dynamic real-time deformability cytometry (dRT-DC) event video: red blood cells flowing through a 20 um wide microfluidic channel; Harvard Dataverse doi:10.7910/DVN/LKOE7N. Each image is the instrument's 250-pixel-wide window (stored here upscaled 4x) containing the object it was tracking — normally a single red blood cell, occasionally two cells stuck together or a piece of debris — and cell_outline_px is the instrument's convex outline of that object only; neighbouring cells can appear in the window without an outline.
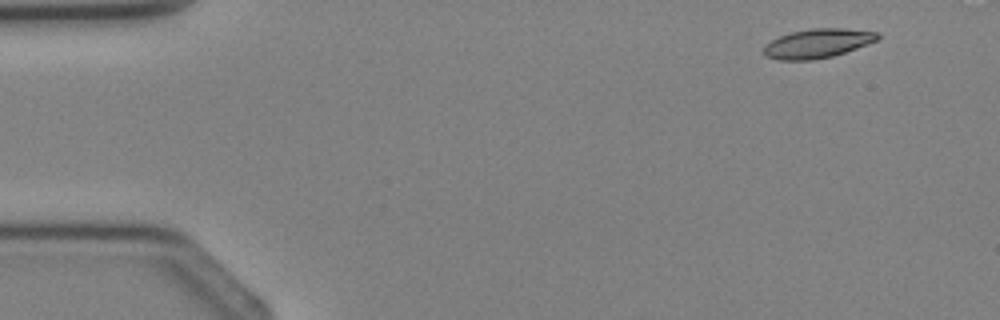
{"species": "Egyptian fruit bat (a non-hibernating species)", "species_latin": "Rousettus aegyptiacus", "temperature_condition": "cold", "stored_images_in_passage": 3, "camera_frame_rate_fps": 3000, "um_per_image_px": 0.085, "animal": {"sex": "female"}, "frame": {"image": 1, "passage_image": 1, "time_ms": 0.0, "image_size_px": [1000, 320], "cell_outline_px": [[880, 36], [876, 40], [868, 44], [832, 56], [812, 60], [780, 60], [768, 56], [764, 52], [764, 44], [780, 36], [792, 32], [812, 28], [840, 28], [880, 32]], "centroid_in_image_um": [69.51, 3.68], "position_along_channel_um": 15.5, "area_um2": 19.13}}
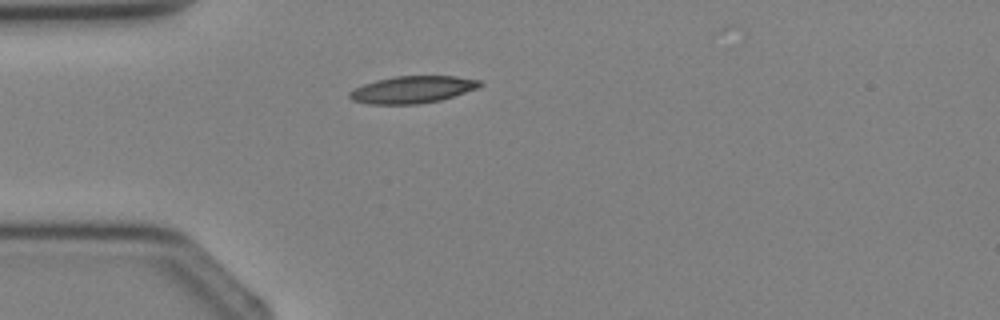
{"frame": {"image": 2, "passage_image": 3, "time_ms": 2.333, "image_size_px": [1000, 320], "cell_outline_px": [[484, 84], [476, 88], [440, 100], [420, 104], [368, 104], [352, 100], [348, 96], [348, 92], [364, 84], [376, 80], [396, 76], [456, 76], [480, 80]], "centroid_in_image_um": [35.04, 7.61], "position_along_channel_um": 50.0, "area_um2": 20.46}}